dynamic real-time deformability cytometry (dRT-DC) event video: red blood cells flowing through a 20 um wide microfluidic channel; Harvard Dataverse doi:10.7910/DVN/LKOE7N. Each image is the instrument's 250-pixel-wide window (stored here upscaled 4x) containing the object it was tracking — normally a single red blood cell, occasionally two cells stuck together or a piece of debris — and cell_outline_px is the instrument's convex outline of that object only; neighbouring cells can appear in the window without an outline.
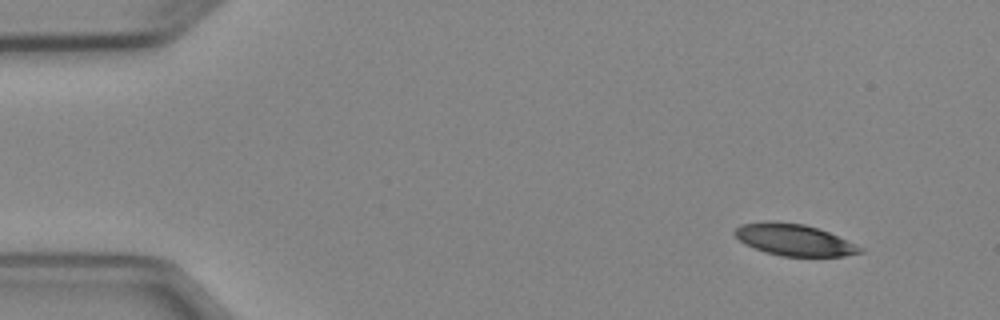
{"species": "Egyptian fruit bat (a non-hibernating species)", "species_latin": "Rousettus aegyptiacus", "temperature_condition": "cold", "stored_images_in_passage": 4, "camera_frame_rate_fps": 3000, "um_per_image_px": 0.085, "animal": {"sex": "female"}, "frame": {"image": 1, "passage_image": 1, "time_ms": 0.0, "image_size_px": [1000, 320], "cell_outline_px": [[864, 252], [844, 256], [780, 256], [764, 252], [752, 248], [744, 244], [732, 232], [740, 224], [768, 220], [776, 220], [804, 224], [828, 232], [864, 248]], "centroid_in_image_um": [67.44, 20.38], "position_along_channel_um": 17.6, "area_um2": 23.29}}
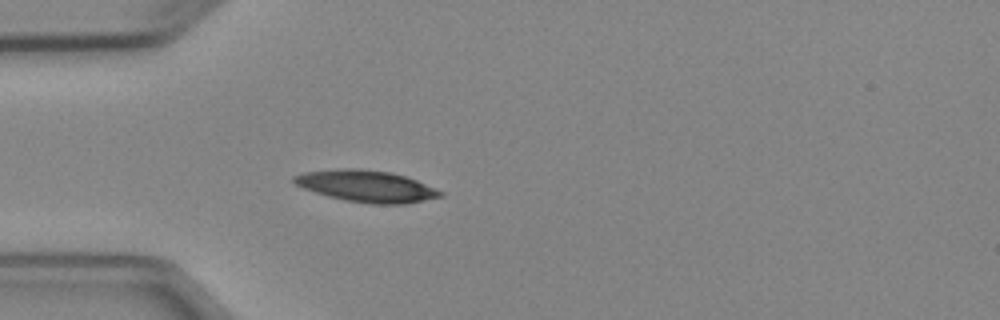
{"frame": {"image": 2, "passage_image": 4, "time_ms": 3.333, "image_size_px": [1000, 320], "cell_outline_px": [[444, 196], [408, 204], [372, 204], [344, 200], [328, 196], [304, 188], [296, 184], [292, 180], [292, 176], [304, 172], [344, 168], [360, 168], [388, 172], [404, 176], [416, 180], [444, 192]], "centroid_in_image_um": [31.17, 15.83], "position_along_channel_um": 53.8, "area_um2": 26.93}}